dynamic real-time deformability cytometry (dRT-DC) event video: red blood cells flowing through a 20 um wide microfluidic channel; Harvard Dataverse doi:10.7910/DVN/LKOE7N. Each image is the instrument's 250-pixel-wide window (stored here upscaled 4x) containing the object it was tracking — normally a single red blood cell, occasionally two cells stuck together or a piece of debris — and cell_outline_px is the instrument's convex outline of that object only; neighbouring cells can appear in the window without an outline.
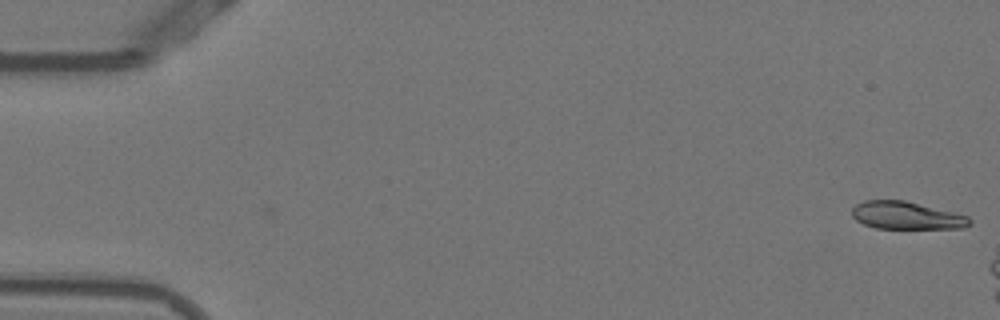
{"species": "Egyptian fruit bat (a non-hibernating species)", "species_latin": "Rousettus aegyptiacus", "temperature_condition": "warm", "stored_images_in_passage": 6, "camera_frame_rate_fps": 3000, "um_per_image_px": 0.085, "animal": {"sex": "female"}, "frame": {"image": 1, "passage_image": 6, "time_ms": 1.667, "image_size_px": [1000, 320], "cell_outline_px": [[972, 224], [964, 228], [876, 228], [864, 224], [856, 220], [852, 216], [852, 208], [856, 204], [864, 200], [904, 200], [956, 212], [968, 216], [972, 220]], "centroid_in_image_um": [77.08, 18.31], "position_along_channel_um": 7.9, "area_um2": 19.07}}